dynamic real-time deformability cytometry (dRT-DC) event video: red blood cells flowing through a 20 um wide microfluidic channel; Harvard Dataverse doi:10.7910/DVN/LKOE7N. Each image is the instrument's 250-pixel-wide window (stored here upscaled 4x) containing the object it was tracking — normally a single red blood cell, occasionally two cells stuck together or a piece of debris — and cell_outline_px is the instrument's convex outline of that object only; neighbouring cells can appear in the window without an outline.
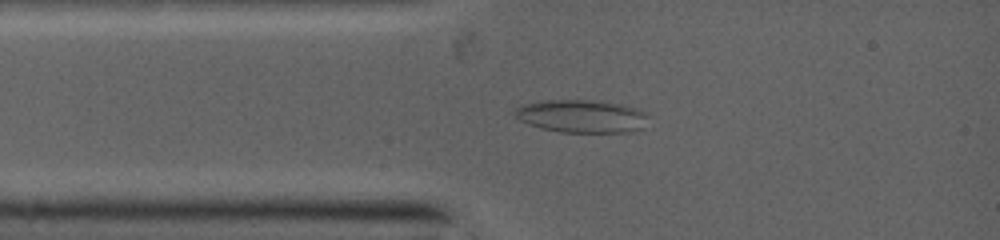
{"species": "common noctule bat (a hibernating species)", "species_latin": "Nyctalus noctula", "temperature_condition": "warm", "stored_images_in_passage": 52, "camera_frame_rate_fps": 5000, "um_per_image_px": 0.085, "animal": {"sex": "female", "body_mass_g": 19.0, "forearm_length_mm": 53.3}, "frame": {"image": 1, "passage_image": 8, "time_ms": 1.8, "image_size_px": [1000, 240], "cell_outline_px": [[644, 116], [636, 128], [624, 132], [560, 132], [544, 128], [520, 120], [516, 116], [516, 108], [524, 104], [548, 100], [600, 100], [620, 104], [644, 112]], "centroid_in_image_um": [49.34, 9.85], "position_along_channel_um": 35.7, "area_um2": 24.45}}
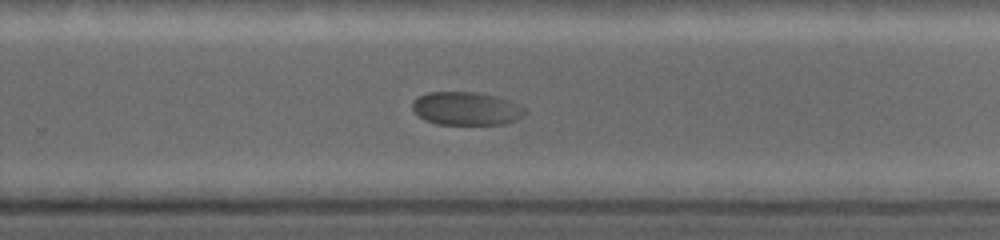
{"frame": {"image": 2, "passage_image": 27, "time_ms": 7.8, "image_size_px": [1000, 240], "cell_outline_px": [[528, 112], [504, 124], [440, 124], [424, 120], [412, 108], [412, 104], [420, 96], [428, 92], [472, 92], [492, 96], [524, 108]], "centroid_in_image_um": [39.57, 9.24], "position_along_channel_um": 290.2, "area_um2": 20.98}}
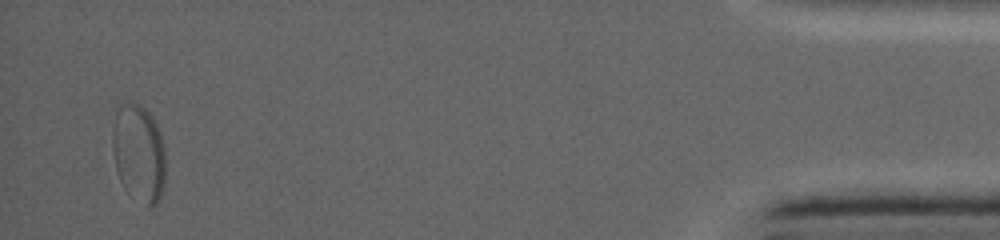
{"frame": {"image": 3, "passage_image": 52, "time_ms": 13.4, "image_size_px": [1000, 240], "cell_outline_px": [[164, 180], [160, 196], [156, 204], [148, 208], [116, 164], [112, 148], [112, 132], [116, 116], [120, 108], [132, 104], [136, 104], [144, 108], [148, 112], [160, 136], [164, 156]], "centroid_in_image_um": [11.83, 12.94], "position_along_channel_um": 423.4, "area_um2": 27.34}}